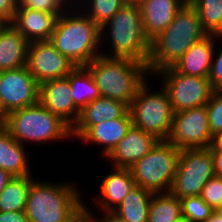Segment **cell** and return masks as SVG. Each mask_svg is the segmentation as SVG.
Instances as JSON below:
<instances>
[{"mask_svg":"<svg viewBox=\"0 0 222 222\" xmlns=\"http://www.w3.org/2000/svg\"><path fill=\"white\" fill-rule=\"evenodd\" d=\"M58 16L45 11L17 8L11 23L30 43L49 40Z\"/></svg>","mask_w":222,"mask_h":222,"instance_id":"ffe728a7","label":"cell"},{"mask_svg":"<svg viewBox=\"0 0 222 222\" xmlns=\"http://www.w3.org/2000/svg\"><path fill=\"white\" fill-rule=\"evenodd\" d=\"M175 222H192L189 218H186L185 216L181 215L179 218L175 220Z\"/></svg>","mask_w":222,"mask_h":222,"instance_id":"f6af8a7d","label":"cell"},{"mask_svg":"<svg viewBox=\"0 0 222 222\" xmlns=\"http://www.w3.org/2000/svg\"><path fill=\"white\" fill-rule=\"evenodd\" d=\"M3 127V121L0 119V129Z\"/></svg>","mask_w":222,"mask_h":222,"instance_id":"f907efd6","label":"cell"},{"mask_svg":"<svg viewBox=\"0 0 222 222\" xmlns=\"http://www.w3.org/2000/svg\"><path fill=\"white\" fill-rule=\"evenodd\" d=\"M214 211L222 217V205L217 207Z\"/></svg>","mask_w":222,"mask_h":222,"instance_id":"c3c4849f","label":"cell"},{"mask_svg":"<svg viewBox=\"0 0 222 222\" xmlns=\"http://www.w3.org/2000/svg\"><path fill=\"white\" fill-rule=\"evenodd\" d=\"M129 110L121 117L110 121H102L93 125L80 139L101 147L100 155L107 157L117 146L118 142L127 134L132 126ZM103 148V149H102Z\"/></svg>","mask_w":222,"mask_h":222,"instance_id":"d6986e66","label":"cell"},{"mask_svg":"<svg viewBox=\"0 0 222 222\" xmlns=\"http://www.w3.org/2000/svg\"><path fill=\"white\" fill-rule=\"evenodd\" d=\"M158 141L151 134L132 125L105 159L112 162L111 167L130 168L137 160L148 154Z\"/></svg>","mask_w":222,"mask_h":222,"instance_id":"9a60e30c","label":"cell"},{"mask_svg":"<svg viewBox=\"0 0 222 222\" xmlns=\"http://www.w3.org/2000/svg\"><path fill=\"white\" fill-rule=\"evenodd\" d=\"M182 215L181 202L168 193H153L148 222H175Z\"/></svg>","mask_w":222,"mask_h":222,"instance_id":"4316f807","label":"cell"},{"mask_svg":"<svg viewBox=\"0 0 222 222\" xmlns=\"http://www.w3.org/2000/svg\"><path fill=\"white\" fill-rule=\"evenodd\" d=\"M26 67L38 84L67 77L76 67L49 40L29 43Z\"/></svg>","mask_w":222,"mask_h":222,"instance_id":"4fadbf2b","label":"cell"},{"mask_svg":"<svg viewBox=\"0 0 222 222\" xmlns=\"http://www.w3.org/2000/svg\"><path fill=\"white\" fill-rule=\"evenodd\" d=\"M180 149L168 141H158L148 154L129 169L136 186L153 193H168L177 170Z\"/></svg>","mask_w":222,"mask_h":222,"instance_id":"ba28073f","label":"cell"},{"mask_svg":"<svg viewBox=\"0 0 222 222\" xmlns=\"http://www.w3.org/2000/svg\"><path fill=\"white\" fill-rule=\"evenodd\" d=\"M3 126L0 129V169L13 177L32 175L26 148Z\"/></svg>","mask_w":222,"mask_h":222,"instance_id":"603a6c76","label":"cell"},{"mask_svg":"<svg viewBox=\"0 0 222 222\" xmlns=\"http://www.w3.org/2000/svg\"><path fill=\"white\" fill-rule=\"evenodd\" d=\"M0 222H29L25 211H0Z\"/></svg>","mask_w":222,"mask_h":222,"instance_id":"8d00e7d4","label":"cell"},{"mask_svg":"<svg viewBox=\"0 0 222 222\" xmlns=\"http://www.w3.org/2000/svg\"><path fill=\"white\" fill-rule=\"evenodd\" d=\"M17 8L18 0H0V21L12 23Z\"/></svg>","mask_w":222,"mask_h":222,"instance_id":"e575fe53","label":"cell"},{"mask_svg":"<svg viewBox=\"0 0 222 222\" xmlns=\"http://www.w3.org/2000/svg\"><path fill=\"white\" fill-rule=\"evenodd\" d=\"M205 222H222V217L213 211L211 216Z\"/></svg>","mask_w":222,"mask_h":222,"instance_id":"b9f144b4","label":"cell"},{"mask_svg":"<svg viewBox=\"0 0 222 222\" xmlns=\"http://www.w3.org/2000/svg\"><path fill=\"white\" fill-rule=\"evenodd\" d=\"M105 44L109 45V53L107 48L106 51L101 50L102 56L108 58H129L145 64L148 63L151 41L145 34L138 4H124L101 27V49L103 47L105 49Z\"/></svg>","mask_w":222,"mask_h":222,"instance_id":"7a4b0ae2","label":"cell"},{"mask_svg":"<svg viewBox=\"0 0 222 222\" xmlns=\"http://www.w3.org/2000/svg\"><path fill=\"white\" fill-rule=\"evenodd\" d=\"M185 5H191L195 0H180Z\"/></svg>","mask_w":222,"mask_h":222,"instance_id":"681fc988","label":"cell"},{"mask_svg":"<svg viewBox=\"0 0 222 222\" xmlns=\"http://www.w3.org/2000/svg\"><path fill=\"white\" fill-rule=\"evenodd\" d=\"M32 176L13 177L0 193V211H25Z\"/></svg>","mask_w":222,"mask_h":222,"instance_id":"484cf974","label":"cell"},{"mask_svg":"<svg viewBox=\"0 0 222 222\" xmlns=\"http://www.w3.org/2000/svg\"><path fill=\"white\" fill-rule=\"evenodd\" d=\"M134 186L135 181L129 168L112 167V171L101 179L98 196L95 195L91 200L94 206L98 205V211H114Z\"/></svg>","mask_w":222,"mask_h":222,"instance_id":"2e32d148","label":"cell"},{"mask_svg":"<svg viewBox=\"0 0 222 222\" xmlns=\"http://www.w3.org/2000/svg\"><path fill=\"white\" fill-rule=\"evenodd\" d=\"M215 174L218 177H222V152H211Z\"/></svg>","mask_w":222,"mask_h":222,"instance_id":"74e56055","label":"cell"},{"mask_svg":"<svg viewBox=\"0 0 222 222\" xmlns=\"http://www.w3.org/2000/svg\"><path fill=\"white\" fill-rule=\"evenodd\" d=\"M13 178V176L8 173L7 171H4L0 169V193L3 191L7 183Z\"/></svg>","mask_w":222,"mask_h":222,"instance_id":"ab89813d","label":"cell"},{"mask_svg":"<svg viewBox=\"0 0 222 222\" xmlns=\"http://www.w3.org/2000/svg\"><path fill=\"white\" fill-rule=\"evenodd\" d=\"M216 48V35L207 34L172 66L181 74L208 77L213 54Z\"/></svg>","mask_w":222,"mask_h":222,"instance_id":"44dd1931","label":"cell"},{"mask_svg":"<svg viewBox=\"0 0 222 222\" xmlns=\"http://www.w3.org/2000/svg\"><path fill=\"white\" fill-rule=\"evenodd\" d=\"M138 5L145 34L151 41L171 24L185 4L180 0H143Z\"/></svg>","mask_w":222,"mask_h":222,"instance_id":"ac0fdd59","label":"cell"},{"mask_svg":"<svg viewBox=\"0 0 222 222\" xmlns=\"http://www.w3.org/2000/svg\"><path fill=\"white\" fill-rule=\"evenodd\" d=\"M153 76L161 78L174 113L205 106L214 91L208 77L181 74L172 66L159 70Z\"/></svg>","mask_w":222,"mask_h":222,"instance_id":"30bf717a","label":"cell"},{"mask_svg":"<svg viewBox=\"0 0 222 222\" xmlns=\"http://www.w3.org/2000/svg\"><path fill=\"white\" fill-rule=\"evenodd\" d=\"M83 222H96L88 212L83 208Z\"/></svg>","mask_w":222,"mask_h":222,"instance_id":"ee69618b","label":"cell"},{"mask_svg":"<svg viewBox=\"0 0 222 222\" xmlns=\"http://www.w3.org/2000/svg\"><path fill=\"white\" fill-rule=\"evenodd\" d=\"M152 196L153 192L135 185L114 212L126 222H148Z\"/></svg>","mask_w":222,"mask_h":222,"instance_id":"cb8c5ba5","label":"cell"},{"mask_svg":"<svg viewBox=\"0 0 222 222\" xmlns=\"http://www.w3.org/2000/svg\"><path fill=\"white\" fill-rule=\"evenodd\" d=\"M77 184L35 179L29 188L25 214L29 222H68L83 208Z\"/></svg>","mask_w":222,"mask_h":222,"instance_id":"277c9868","label":"cell"},{"mask_svg":"<svg viewBox=\"0 0 222 222\" xmlns=\"http://www.w3.org/2000/svg\"><path fill=\"white\" fill-rule=\"evenodd\" d=\"M210 132L213 135L222 132V90H214L206 104Z\"/></svg>","mask_w":222,"mask_h":222,"instance_id":"4dcf8cb0","label":"cell"},{"mask_svg":"<svg viewBox=\"0 0 222 222\" xmlns=\"http://www.w3.org/2000/svg\"><path fill=\"white\" fill-rule=\"evenodd\" d=\"M214 176L210 148L181 149L170 193L179 199L201 195L206 182Z\"/></svg>","mask_w":222,"mask_h":222,"instance_id":"9c48e42d","label":"cell"},{"mask_svg":"<svg viewBox=\"0 0 222 222\" xmlns=\"http://www.w3.org/2000/svg\"><path fill=\"white\" fill-rule=\"evenodd\" d=\"M3 126L16 141L22 145L25 144V146L28 142L46 145L72 138L71 128L39 101L36 104L9 112Z\"/></svg>","mask_w":222,"mask_h":222,"instance_id":"8992f818","label":"cell"},{"mask_svg":"<svg viewBox=\"0 0 222 222\" xmlns=\"http://www.w3.org/2000/svg\"><path fill=\"white\" fill-rule=\"evenodd\" d=\"M66 8H75L78 7L79 1L78 0H59ZM78 2V3H77ZM77 3V4H76ZM73 5V6H72Z\"/></svg>","mask_w":222,"mask_h":222,"instance_id":"60d3db41","label":"cell"},{"mask_svg":"<svg viewBox=\"0 0 222 222\" xmlns=\"http://www.w3.org/2000/svg\"><path fill=\"white\" fill-rule=\"evenodd\" d=\"M71 94L68 77L39 84L38 101L72 129L78 121L81 110L74 104Z\"/></svg>","mask_w":222,"mask_h":222,"instance_id":"5bb4252c","label":"cell"},{"mask_svg":"<svg viewBox=\"0 0 222 222\" xmlns=\"http://www.w3.org/2000/svg\"><path fill=\"white\" fill-rule=\"evenodd\" d=\"M124 4V0H79L78 8L101 28Z\"/></svg>","mask_w":222,"mask_h":222,"instance_id":"f1b7e54d","label":"cell"},{"mask_svg":"<svg viewBox=\"0 0 222 222\" xmlns=\"http://www.w3.org/2000/svg\"><path fill=\"white\" fill-rule=\"evenodd\" d=\"M18 8L45 11L58 17L67 9L59 0H18Z\"/></svg>","mask_w":222,"mask_h":222,"instance_id":"836d02e7","label":"cell"},{"mask_svg":"<svg viewBox=\"0 0 222 222\" xmlns=\"http://www.w3.org/2000/svg\"><path fill=\"white\" fill-rule=\"evenodd\" d=\"M142 1L143 0H124L125 3H129V4H139Z\"/></svg>","mask_w":222,"mask_h":222,"instance_id":"bcb514c9","label":"cell"},{"mask_svg":"<svg viewBox=\"0 0 222 222\" xmlns=\"http://www.w3.org/2000/svg\"><path fill=\"white\" fill-rule=\"evenodd\" d=\"M29 42L11 24L0 28V71L26 66Z\"/></svg>","mask_w":222,"mask_h":222,"instance_id":"7402d4cb","label":"cell"},{"mask_svg":"<svg viewBox=\"0 0 222 222\" xmlns=\"http://www.w3.org/2000/svg\"><path fill=\"white\" fill-rule=\"evenodd\" d=\"M180 202L182 215L192 222H205L214 211L200 195L181 198Z\"/></svg>","mask_w":222,"mask_h":222,"instance_id":"f546056e","label":"cell"},{"mask_svg":"<svg viewBox=\"0 0 222 222\" xmlns=\"http://www.w3.org/2000/svg\"><path fill=\"white\" fill-rule=\"evenodd\" d=\"M38 95L39 84L26 66L0 71V103L6 115L36 104Z\"/></svg>","mask_w":222,"mask_h":222,"instance_id":"7c38bea8","label":"cell"},{"mask_svg":"<svg viewBox=\"0 0 222 222\" xmlns=\"http://www.w3.org/2000/svg\"><path fill=\"white\" fill-rule=\"evenodd\" d=\"M5 117H6V114L3 112L2 106H1V103H0V119L4 122Z\"/></svg>","mask_w":222,"mask_h":222,"instance_id":"7dc6e473","label":"cell"},{"mask_svg":"<svg viewBox=\"0 0 222 222\" xmlns=\"http://www.w3.org/2000/svg\"><path fill=\"white\" fill-rule=\"evenodd\" d=\"M4 24H5L4 22H1V21H0V28H1Z\"/></svg>","mask_w":222,"mask_h":222,"instance_id":"816d5d0a","label":"cell"},{"mask_svg":"<svg viewBox=\"0 0 222 222\" xmlns=\"http://www.w3.org/2000/svg\"><path fill=\"white\" fill-rule=\"evenodd\" d=\"M216 41V48L208 78L214 90H222V35H216ZM218 42H220L221 45H218Z\"/></svg>","mask_w":222,"mask_h":222,"instance_id":"d6a6232c","label":"cell"},{"mask_svg":"<svg viewBox=\"0 0 222 222\" xmlns=\"http://www.w3.org/2000/svg\"><path fill=\"white\" fill-rule=\"evenodd\" d=\"M201 198L212 208L216 209L222 205V180L214 176L206 182L202 188Z\"/></svg>","mask_w":222,"mask_h":222,"instance_id":"1f68e13d","label":"cell"},{"mask_svg":"<svg viewBox=\"0 0 222 222\" xmlns=\"http://www.w3.org/2000/svg\"><path fill=\"white\" fill-rule=\"evenodd\" d=\"M68 222H83V208Z\"/></svg>","mask_w":222,"mask_h":222,"instance_id":"7bdbcfd3","label":"cell"},{"mask_svg":"<svg viewBox=\"0 0 222 222\" xmlns=\"http://www.w3.org/2000/svg\"><path fill=\"white\" fill-rule=\"evenodd\" d=\"M49 41L75 66H85L101 55V28L78 7L67 8L57 18Z\"/></svg>","mask_w":222,"mask_h":222,"instance_id":"6da1fadb","label":"cell"},{"mask_svg":"<svg viewBox=\"0 0 222 222\" xmlns=\"http://www.w3.org/2000/svg\"><path fill=\"white\" fill-rule=\"evenodd\" d=\"M209 148L211 152H222V132L213 135L212 143Z\"/></svg>","mask_w":222,"mask_h":222,"instance_id":"f35d334b","label":"cell"},{"mask_svg":"<svg viewBox=\"0 0 222 222\" xmlns=\"http://www.w3.org/2000/svg\"><path fill=\"white\" fill-rule=\"evenodd\" d=\"M207 108L194 107L173 113L169 143L178 149L209 148L212 143Z\"/></svg>","mask_w":222,"mask_h":222,"instance_id":"8fae6325","label":"cell"},{"mask_svg":"<svg viewBox=\"0 0 222 222\" xmlns=\"http://www.w3.org/2000/svg\"><path fill=\"white\" fill-rule=\"evenodd\" d=\"M206 35L197 11L192 5H184L171 24L151 40L147 63L150 76L173 66L195 42Z\"/></svg>","mask_w":222,"mask_h":222,"instance_id":"3957f363","label":"cell"},{"mask_svg":"<svg viewBox=\"0 0 222 222\" xmlns=\"http://www.w3.org/2000/svg\"><path fill=\"white\" fill-rule=\"evenodd\" d=\"M128 110L125 103L100 96L80 111L78 121L71 129V137L79 141L93 125L121 118Z\"/></svg>","mask_w":222,"mask_h":222,"instance_id":"e0dca14e","label":"cell"},{"mask_svg":"<svg viewBox=\"0 0 222 222\" xmlns=\"http://www.w3.org/2000/svg\"><path fill=\"white\" fill-rule=\"evenodd\" d=\"M191 5L207 34L222 35V0H195Z\"/></svg>","mask_w":222,"mask_h":222,"instance_id":"83f0119b","label":"cell"},{"mask_svg":"<svg viewBox=\"0 0 222 222\" xmlns=\"http://www.w3.org/2000/svg\"><path fill=\"white\" fill-rule=\"evenodd\" d=\"M86 202L84 201L83 203V208L88 212V214L96 221V222H126L123 218H121L118 214H116L114 211H105L101 210L99 213L102 214L99 218L97 212L92 214V210L89 209L88 205L85 204ZM102 212V213H101ZM98 217H97V216Z\"/></svg>","mask_w":222,"mask_h":222,"instance_id":"d590c367","label":"cell"},{"mask_svg":"<svg viewBox=\"0 0 222 222\" xmlns=\"http://www.w3.org/2000/svg\"><path fill=\"white\" fill-rule=\"evenodd\" d=\"M67 77L69 79L74 104L80 110L101 96L92 75L85 66H76Z\"/></svg>","mask_w":222,"mask_h":222,"instance_id":"d4e9b609","label":"cell"},{"mask_svg":"<svg viewBox=\"0 0 222 222\" xmlns=\"http://www.w3.org/2000/svg\"><path fill=\"white\" fill-rule=\"evenodd\" d=\"M148 80L140 87L129 105L134 127L151 134L159 141H167L173 121L171 102L166 90L152 92Z\"/></svg>","mask_w":222,"mask_h":222,"instance_id":"52a82bcc","label":"cell"},{"mask_svg":"<svg viewBox=\"0 0 222 222\" xmlns=\"http://www.w3.org/2000/svg\"><path fill=\"white\" fill-rule=\"evenodd\" d=\"M102 97L119 100L128 107L148 80V65L129 58L98 56L85 65ZM149 75V76H148Z\"/></svg>","mask_w":222,"mask_h":222,"instance_id":"5b68a950","label":"cell"}]
</instances>
